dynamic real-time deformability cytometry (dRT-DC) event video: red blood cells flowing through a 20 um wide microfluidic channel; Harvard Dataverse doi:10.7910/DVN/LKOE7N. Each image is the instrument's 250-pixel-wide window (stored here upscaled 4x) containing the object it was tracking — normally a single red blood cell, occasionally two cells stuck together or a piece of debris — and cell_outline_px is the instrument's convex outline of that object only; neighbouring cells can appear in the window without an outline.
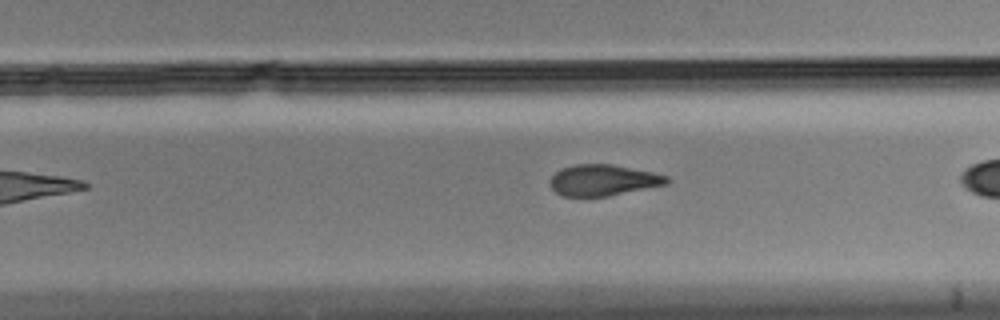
{"species": "Egyptian fruit bat (a non-hibernating species)", "species_latin": "Rousettus aegyptiacus", "temperature_condition": "cold", "stored_images_in_passage": 9, "camera_frame_rate_fps": 3000, "um_per_image_px": 0.085, "animal": {"sex": "male"}, "frame": {"image": 1, "passage_image": 9, "time_ms": 2.667, "image_size_px": [1000, 320], "cell_outline_px": [[672, 180], [668, 184], [608, 196], [564, 196], [556, 192], [552, 188], [552, 176], [556, 172], [564, 168], [576, 164], [612, 164], [652, 172], [668, 176]], "centroid_in_image_um": [51.33, 15.31], "position_along_channel_um": 278.5, "area_um2": 20.92}}